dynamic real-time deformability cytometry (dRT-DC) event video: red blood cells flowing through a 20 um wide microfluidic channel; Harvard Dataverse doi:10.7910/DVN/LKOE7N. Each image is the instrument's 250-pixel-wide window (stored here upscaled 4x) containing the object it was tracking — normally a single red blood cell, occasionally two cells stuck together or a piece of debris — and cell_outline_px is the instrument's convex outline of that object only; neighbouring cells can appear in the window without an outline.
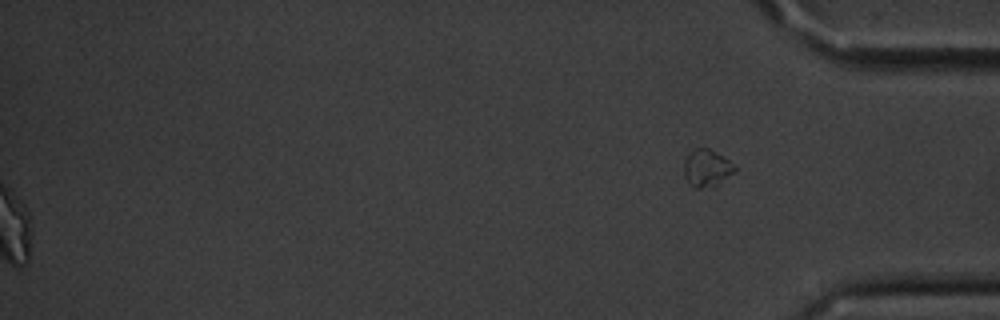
{"species": "common noctule bat (a hibernating species)", "species_latin": "Nyctalus noctula", "temperature_condition": "cold", "stored_images_in_passage": 59, "segment_of_instrument_passage": [2, 2], "camera_frame_rate_fps": 3000, "um_per_image_px": 0.085, "animal": {"sex": "male", "body_mass_g": 20.1, "forearm_length_mm": 53.5}, "frame": {"image": 1, "passage_image": 59, "time_ms": 19.333, "image_size_px": [1000, 320], "cell_outline_px": [[736, 172], [712, 188], [696, 188], [684, 176], [684, 164], [688, 152], [696, 148], [708, 148], [728, 160], [736, 168]], "centroid_in_image_um": [60.08, 14.3], "position_along_channel_um": 375.1, "area_um2": 10.92}}